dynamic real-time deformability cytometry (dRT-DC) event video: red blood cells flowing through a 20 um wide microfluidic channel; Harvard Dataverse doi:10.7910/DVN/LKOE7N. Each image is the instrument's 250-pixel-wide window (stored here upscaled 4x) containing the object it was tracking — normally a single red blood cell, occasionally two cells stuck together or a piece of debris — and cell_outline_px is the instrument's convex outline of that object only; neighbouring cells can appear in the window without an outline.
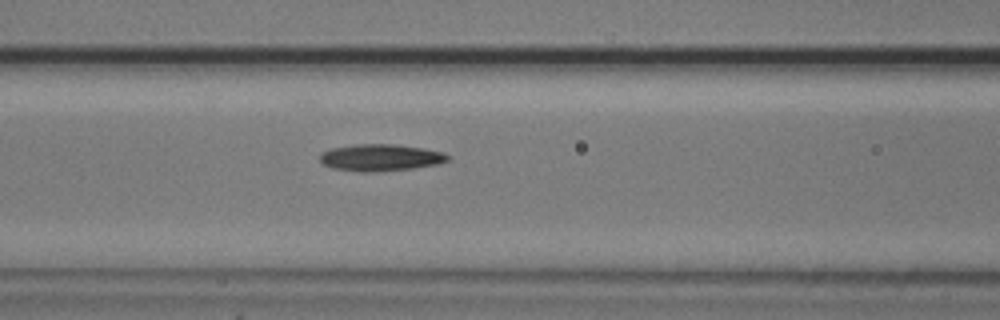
{"species": "common noctule bat (a hibernating species)", "species_latin": "Nyctalus noctula", "temperature_condition": "cold", "stored_images_in_passage": 7, "camera_frame_rate_fps": 3000, "um_per_image_px": 0.085, "animal": {"sex": "male", "body_mass_g": 20.5, "forearm_length_mm": 52.5}, "frame": {"image": 1, "passage_image": 7, "time_ms": 7.333, "image_size_px": [1000, 320], "cell_outline_px": [[448, 160], [440, 164], [416, 168], [372, 172], [360, 172], [332, 168], [324, 164], [320, 160], [320, 152], [332, 148], [356, 144], [392, 144], [424, 148], [444, 152], [448, 156]], "centroid_in_image_um": [32.35, 13.4], "position_along_channel_um": 134.2, "area_um2": 20.11}}